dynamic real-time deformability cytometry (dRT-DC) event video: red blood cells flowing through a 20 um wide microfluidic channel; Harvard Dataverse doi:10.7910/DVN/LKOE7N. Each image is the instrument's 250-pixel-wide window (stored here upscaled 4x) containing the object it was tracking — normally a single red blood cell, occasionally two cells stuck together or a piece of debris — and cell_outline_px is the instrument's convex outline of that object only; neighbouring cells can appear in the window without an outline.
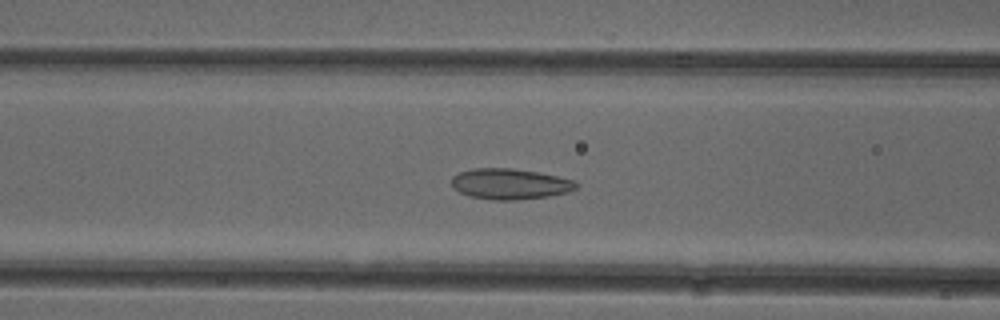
{"species": "common noctule bat (a hibernating species)", "species_latin": "Nyctalus noctula", "temperature_condition": "cold", "stored_images_in_passage": 51, "camera_frame_rate_fps": 3000, "um_per_image_px": 0.085, "animal": {"sex": "female"}, "frame": {"image": 1, "passage_image": 19, "time_ms": 6.0, "image_size_px": [1000, 320], "cell_outline_px": [[580, 184], [576, 188], [568, 192], [548, 196], [516, 200], [492, 200], [468, 196], [452, 188], [452, 176], [460, 172], [472, 168], [512, 168], [540, 172], [576, 180]], "centroid_in_image_um": [43.36, 15.63], "position_along_channel_um": 123.2, "area_um2": 22.6}}
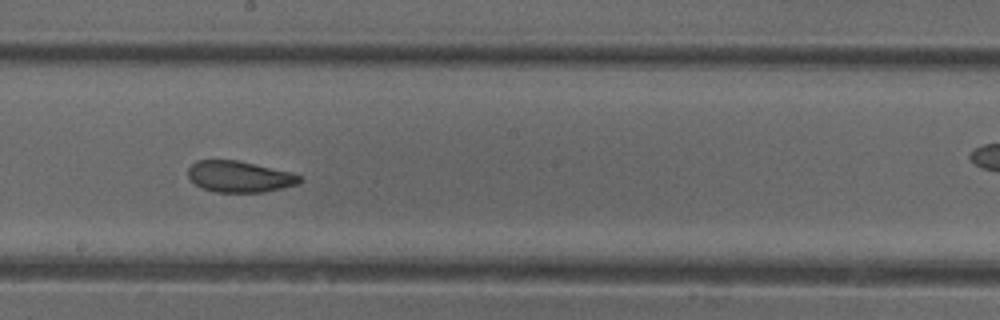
{"frame": {"image": 2, "passage_image": 27, "time_ms": 8.667, "image_size_px": [1000, 320], "cell_outline_px": [[304, 180], [300, 184], [264, 192], [216, 192], [200, 188], [188, 176], [188, 168], [196, 160], [236, 160], [292, 172], [300, 176]], "centroid_in_image_um": [20.38, 15.02], "position_along_channel_um": 227.8, "area_um2": 20.4}}
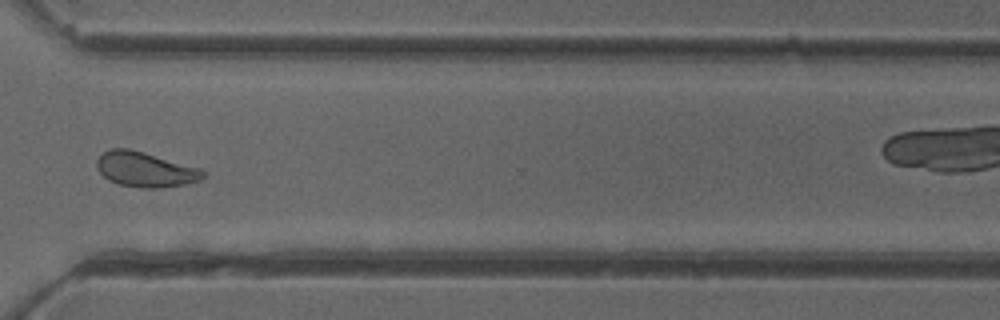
{"frame": {"image": 3, "passage_image": 37, "time_ms": 12.0, "image_size_px": [1000, 320], "cell_outline_px": [[208, 176], [200, 180], [184, 184], [160, 188], [140, 188], [120, 184], [108, 180], [96, 168], [96, 160], [104, 152], [112, 148], [128, 148], [144, 152], [200, 168], [208, 172]], "centroid_in_image_um": [12.38, 14.41], "position_along_channel_um": 358.2, "area_um2": 21.79}, "authors_computed_cell_mechanics": {"area_um2": 21.964, "velocity_mm_per_s": 3.9134, "shape_relaxation_time_tau1_ms": 10.2158, "shape_relaxation_time_tau2_ms": 1.5439, "deformation_change_tau1": 0.19, "deformation_change_tau2": 0.0659}}